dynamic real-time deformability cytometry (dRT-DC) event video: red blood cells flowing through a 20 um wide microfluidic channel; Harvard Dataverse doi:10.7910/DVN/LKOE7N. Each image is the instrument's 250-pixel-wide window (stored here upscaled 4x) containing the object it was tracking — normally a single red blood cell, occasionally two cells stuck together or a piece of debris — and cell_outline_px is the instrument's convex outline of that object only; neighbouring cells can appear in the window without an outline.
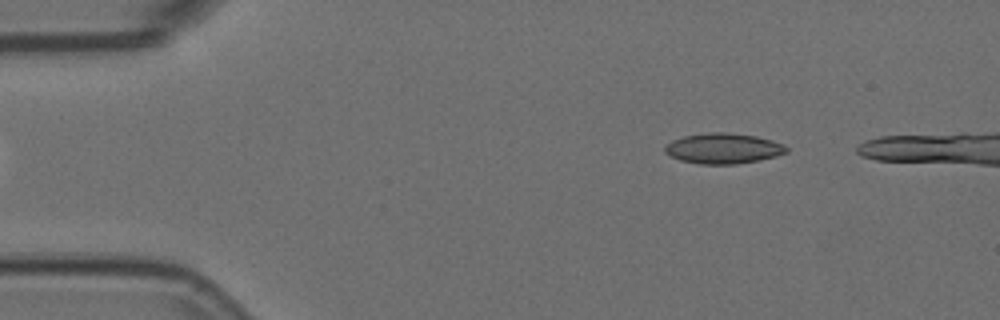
{"species": "Egyptian fruit bat (a non-hibernating species)", "species_latin": "Rousettus aegyptiacus", "temperature_condition": "room temperature", "stored_images_in_passage": 10, "camera_frame_rate_fps": 3000, "um_per_image_px": 0.085, "animal": {"sex": "female"}, "frame": {"image": 1, "passage_image": 6, "time_ms": 1.667, "image_size_px": [1000, 320], "cell_outline_px": [[788, 152], [776, 156], [760, 160], [736, 164], [700, 164], [680, 160], [664, 152], [664, 144], [672, 140], [684, 136], [708, 132], [724, 132], [756, 136], [772, 140], [784, 144], [788, 148]], "centroid_in_image_um": [61.47, 12.61], "position_along_channel_um": 23.5, "area_um2": 21.68}}